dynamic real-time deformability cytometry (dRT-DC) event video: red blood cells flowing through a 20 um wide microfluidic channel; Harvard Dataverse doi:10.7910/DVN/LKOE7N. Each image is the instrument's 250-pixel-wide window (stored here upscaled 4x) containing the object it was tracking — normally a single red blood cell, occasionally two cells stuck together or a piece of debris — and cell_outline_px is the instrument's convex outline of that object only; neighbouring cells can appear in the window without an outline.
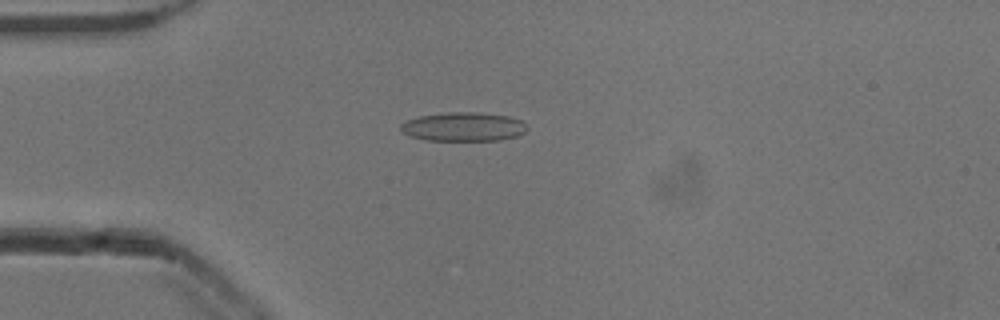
{"species": "common noctule bat (a hibernating species)", "species_latin": "Nyctalus noctula", "temperature_condition": "cold", "stored_images_in_passage": 53, "camera_frame_rate_fps": 3000, "um_per_image_px": 0.085, "animal": {"sex": "male", "body_mass_g": 13.3}, "frame": {"image": 1, "passage_image": 14, "time_ms": 4.333, "image_size_px": [1000, 320], "cell_outline_px": [[528, 128], [524, 132], [516, 136], [500, 140], [424, 140], [400, 132], [400, 124], [408, 120], [420, 116], [448, 112], [476, 112], [508, 116], [520, 120]], "centroid_in_image_um": [39.37, 10.77], "position_along_channel_um": 45.6, "area_um2": 21.15}}
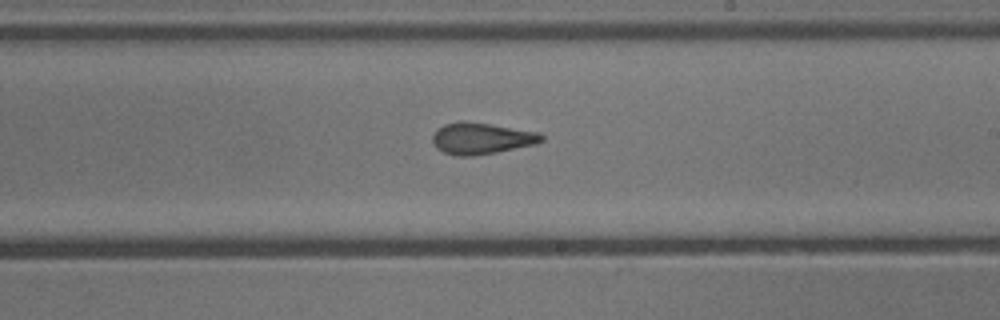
{"frame": {"image": 2, "passage_image": 31, "time_ms": 10.0, "image_size_px": [1000, 320], "cell_outline_px": [[544, 140], [536, 144], [496, 152], [472, 156], [456, 156], [444, 152], [436, 148], [432, 140], [432, 136], [436, 128], [444, 124], [460, 120], [464, 120], [540, 132], [544, 136]], "centroid_in_image_um": [40.9, 11.75], "position_along_channel_um": 248.1, "area_um2": 20.17}}
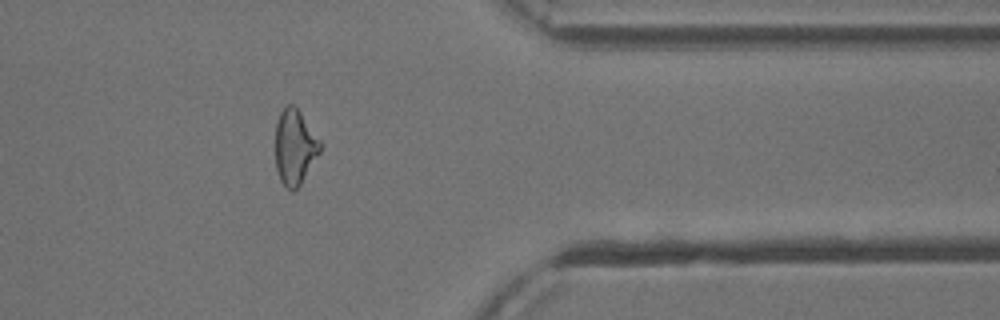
{"frame": {"image": 3, "passage_image": 43, "time_ms": 14.0, "image_size_px": [1000, 320], "cell_outline_px": [[320, 152], [300, 184], [292, 192], [280, 180], [276, 168], [276, 120], [280, 112], [288, 104], [292, 104], [300, 112], [320, 140]], "centroid_in_image_um": [25.04, 12.49], "position_along_channel_um": 386.4, "area_um2": 19.25}, "authors_computed_cell_mechanics": {"area_um2": 20.1722, "velocity_mm_per_s": 3.8717, "shape_relaxation_time_tau1_ms": 6.647, "shape_relaxation_time_tau2_ms": 1.6716, "deformation_change_tau1": 0.1814, "deformation_change_tau2": 0.1131}}